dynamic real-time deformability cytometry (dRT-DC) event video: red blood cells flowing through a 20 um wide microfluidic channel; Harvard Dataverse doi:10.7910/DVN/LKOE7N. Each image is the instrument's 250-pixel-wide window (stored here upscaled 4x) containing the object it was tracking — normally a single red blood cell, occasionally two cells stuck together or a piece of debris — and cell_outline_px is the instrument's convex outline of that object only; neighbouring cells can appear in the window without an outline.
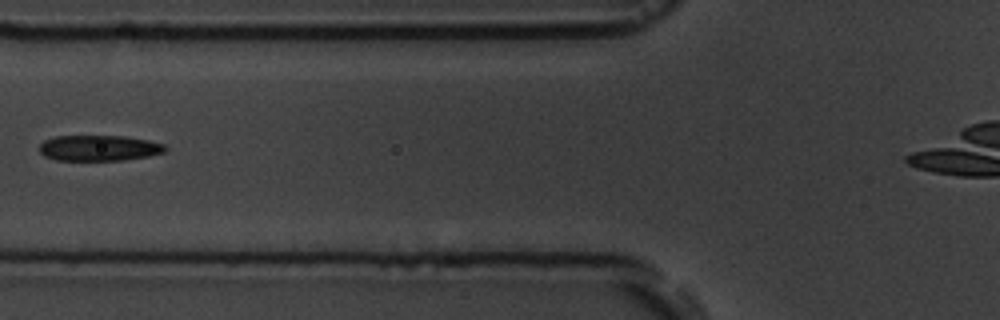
{"species": "common noctule bat (a hibernating species)", "species_latin": "Nyctalus noctula", "temperature_condition": "room temperature", "stored_images_in_passage": 4, "camera_frame_rate_fps": 3000, "um_per_image_px": 0.085, "animal": {"sex": "male", "body_mass_g": 19.5, "forearm_length_mm": 54.6}, "frame": {"image": 1, "passage_image": 3, "time_ms": 2.333, "image_size_px": [1000, 320], "cell_outline_px": [[168, 148], [164, 152], [148, 156], [124, 160], [56, 160], [44, 156], [40, 152], [40, 144], [44, 140], [56, 136], [124, 136], [148, 140], [164, 144]], "centroid_in_image_um": [8.42, 12.58], "position_along_channel_um": 117.4, "area_um2": 18.84}}
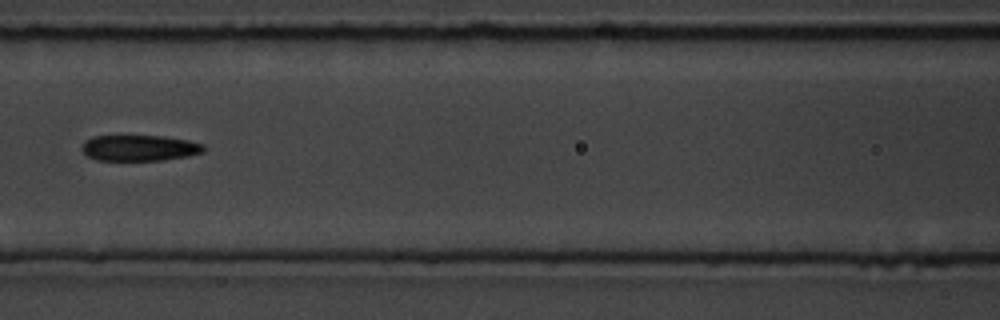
{"frame": {"image": 2, "passage_image": 4, "time_ms": 3.333, "image_size_px": [1000, 320], "cell_outline_px": [[204, 152], [188, 156], [164, 160], [96, 160], [88, 156], [80, 148], [84, 140], [92, 136], [164, 136], [188, 140], [204, 144]], "centroid_in_image_um": [11.84, 12.57], "position_along_channel_um": 154.8, "area_um2": 18.5}}